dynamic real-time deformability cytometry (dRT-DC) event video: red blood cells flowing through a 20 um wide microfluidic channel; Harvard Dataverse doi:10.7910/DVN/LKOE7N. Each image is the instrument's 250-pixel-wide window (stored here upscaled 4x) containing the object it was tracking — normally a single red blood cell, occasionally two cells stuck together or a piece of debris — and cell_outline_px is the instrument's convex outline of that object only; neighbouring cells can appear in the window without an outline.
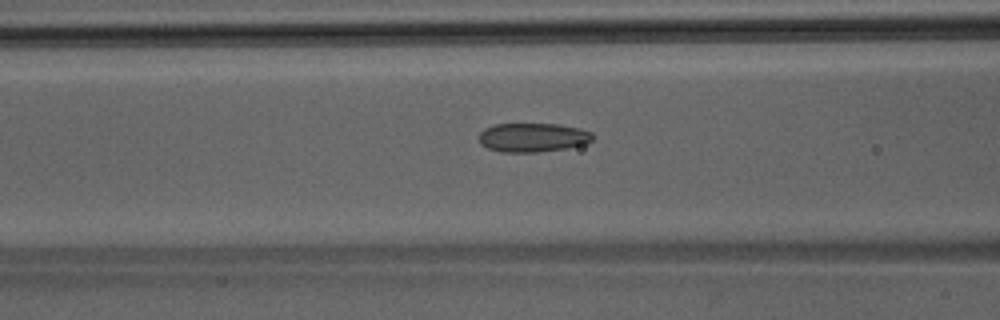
{"species": "Egyptian fruit bat (a non-hibernating species)", "species_latin": "Rousettus aegyptiacus", "temperature_condition": "room temperature", "stored_images_in_passage": 31, "camera_frame_rate_fps": 3000, "um_per_image_px": 0.085, "animal": {"sex": "male"}, "frame": {"image": 1, "passage_image": 5, "time_ms": 1.333, "image_size_px": [1000, 320], "cell_outline_px": [[592, 140], [584, 144], [568, 148], [540, 152], [500, 152], [488, 148], [480, 144], [480, 132], [484, 128], [496, 124], [560, 124], [580, 128], [592, 132]], "centroid_in_image_um": [45.29, 11.68], "position_along_channel_um": 121.3, "area_um2": 19.31}}
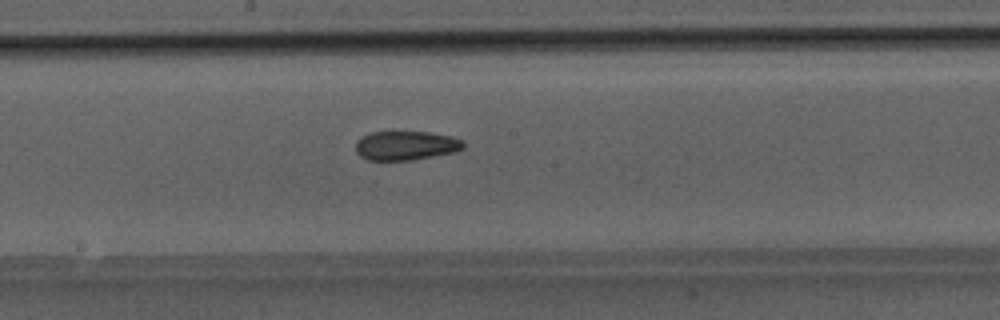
{"frame": {"image": 2, "passage_image": 11, "time_ms": 3.333, "image_size_px": [1000, 320], "cell_outline_px": [[464, 148], [456, 152], [412, 160], [364, 160], [356, 152], [356, 140], [360, 136], [372, 132], [392, 128], [428, 132], [452, 136], [464, 140]], "centroid_in_image_um": [34.47, 12.32], "position_along_channel_um": 213.7, "area_um2": 19.36}}
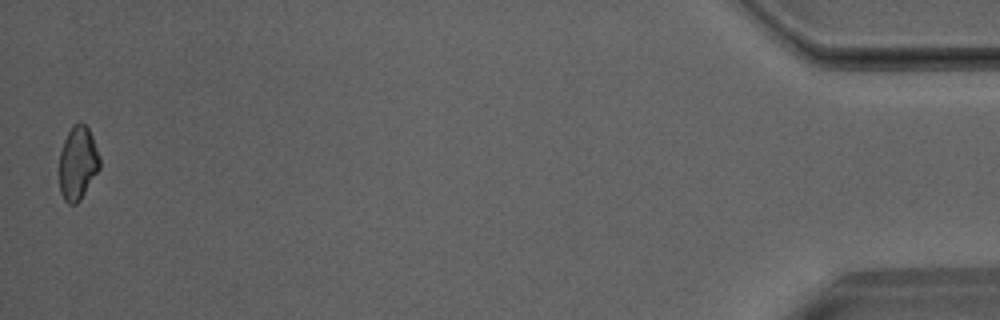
{"frame": {"image": 3, "passage_image": 31, "time_ms": 10.0, "image_size_px": [1000, 320], "cell_outline_px": [[100, 168], [80, 200], [76, 204], [68, 204], [64, 200], [60, 192], [60, 152], [64, 140], [72, 124], [80, 120], [88, 128], [92, 136], [100, 156]], "centroid_in_image_um": [6.62, 13.84], "position_along_channel_um": 428.6, "area_um2": 17.4}}